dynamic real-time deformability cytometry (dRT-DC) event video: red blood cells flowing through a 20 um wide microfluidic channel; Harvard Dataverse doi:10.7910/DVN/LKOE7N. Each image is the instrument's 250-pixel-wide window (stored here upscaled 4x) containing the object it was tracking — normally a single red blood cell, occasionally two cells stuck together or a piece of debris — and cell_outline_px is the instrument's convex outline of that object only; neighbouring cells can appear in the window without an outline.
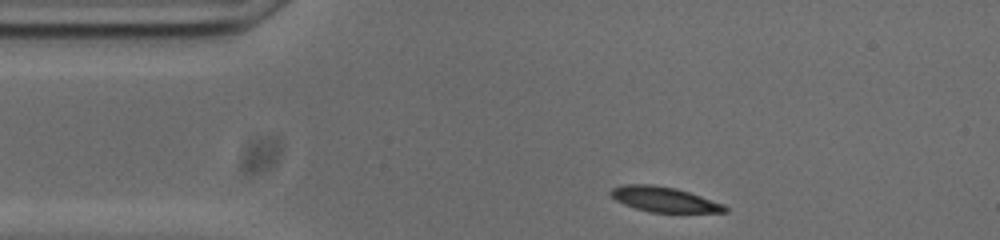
{"species": "common noctule bat (a hibernating species)", "species_latin": "Nyctalus noctula", "temperature_condition": "cold", "stored_images_in_passage": 46, "camera_frame_rate_fps": 3000, "um_per_image_px": 0.085, "animal": {"sex": "male", "body_mass_g": 20.0, "forearm_length_mm": 53.3}, "frame": {"image": 1, "passage_image": 1, "time_ms": 0.0, "image_size_px": [1000, 240], "cell_outline_px": [[728, 212], [648, 212], [624, 204], [616, 200], [608, 192], [612, 188], [624, 184], [652, 184], [676, 188], [724, 204], [728, 208]], "centroid_in_image_um": [56.43, 16.94], "position_along_channel_um": 28.6, "area_um2": 16.59}}
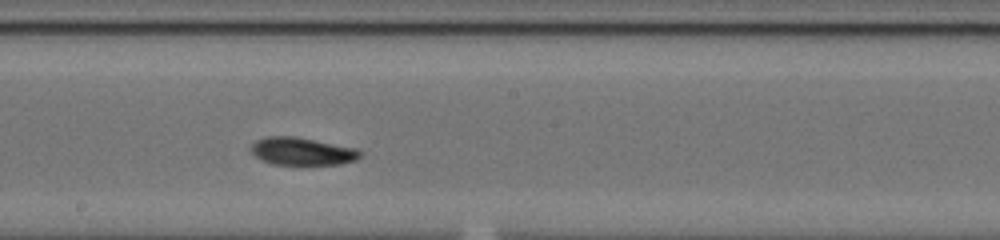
{"frame": {"image": 2, "passage_image": 20, "time_ms": 6.333, "image_size_px": [1000, 240], "cell_outline_px": [[364, 152], [356, 160], [340, 164], [272, 164], [256, 156], [248, 148], [256, 140], [268, 136], [296, 136], [356, 148]], "centroid_in_image_um": [25.69, 12.85], "position_along_channel_um": 222.5, "area_um2": 17.57}}
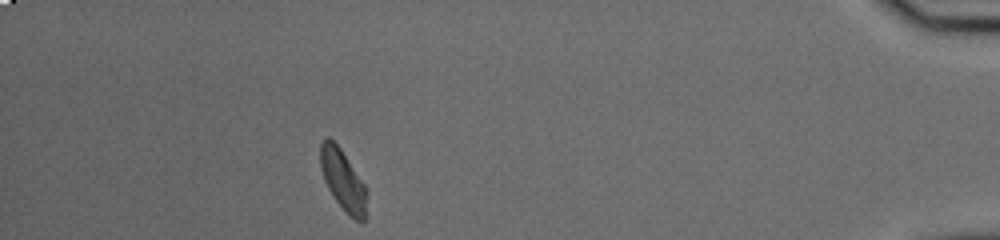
{"frame": {"image": 3, "passage_image": 40, "time_ms": 13.0, "image_size_px": [1000, 240], "cell_outline_px": [[368, 216], [364, 220], [356, 220], [348, 216], [344, 212], [332, 196], [324, 180], [320, 168], [320, 144], [324, 136], [328, 136], [340, 148], [364, 184]], "centroid_in_image_um": [29.13, 15.34], "position_along_channel_um": 406.1, "area_um2": 16.53}, "authors_computed_cell_mechanics": {"area_um2": 17.0799, "velocity_mm_per_s": 3.7132, "shape_relaxation_time_tau1_ms": 3.7807, "shape_relaxation_time_tau2_ms": null, "deformation_change_tau1": 0.1093, "deformation_change_tau2": null}}